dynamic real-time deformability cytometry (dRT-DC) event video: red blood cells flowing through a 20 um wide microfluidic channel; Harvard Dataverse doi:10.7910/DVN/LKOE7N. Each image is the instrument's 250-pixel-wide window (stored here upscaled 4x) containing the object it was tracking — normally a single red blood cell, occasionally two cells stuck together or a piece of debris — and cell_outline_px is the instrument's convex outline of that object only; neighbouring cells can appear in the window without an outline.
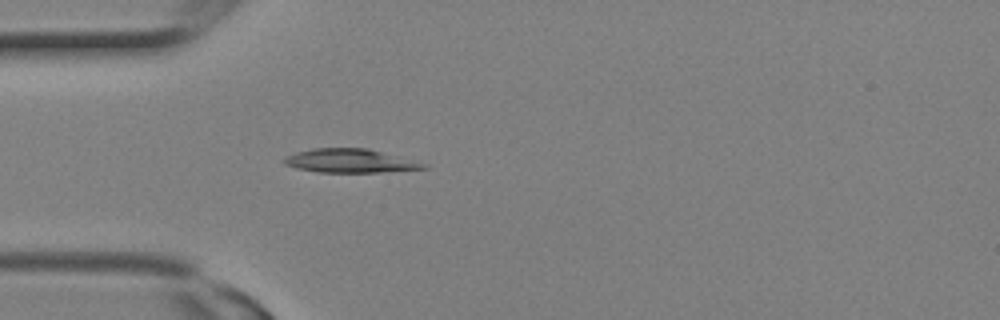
{"species": "Egyptian fruit bat (a non-hibernating species)", "species_latin": "Rousettus aegyptiacus", "temperature_condition": "room temperature", "stored_images_in_passage": 9, "camera_frame_rate_fps": 3000, "um_per_image_px": 0.085, "animal": {"sex": "female"}, "frame": {"image": 1, "passage_image": 4, "time_ms": 1.0, "image_size_px": [1000, 320], "cell_outline_px": [[432, 168], [380, 172], [320, 172], [296, 168], [284, 164], [284, 156], [296, 152], [312, 148], [368, 148], [428, 164]], "centroid_in_image_um": [29.77, 13.67], "position_along_channel_um": 55.2, "area_um2": 19.31}}
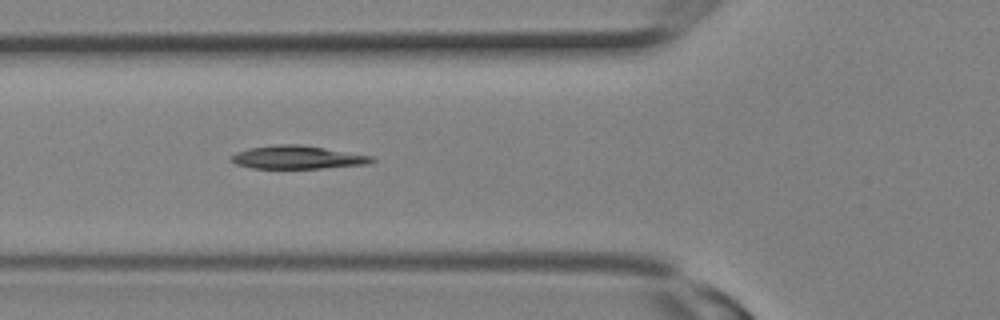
{"frame": {"image": 2, "passage_image": 6, "time_ms": 1.667, "image_size_px": [1000, 320], "cell_outline_px": [[376, 160], [368, 164], [320, 168], [252, 168], [236, 164], [228, 160], [228, 156], [236, 152], [248, 148], [272, 144], [300, 144], [372, 156]], "centroid_in_image_um": [25.2, 13.36], "position_along_channel_um": 100.6, "area_um2": 19.07}}
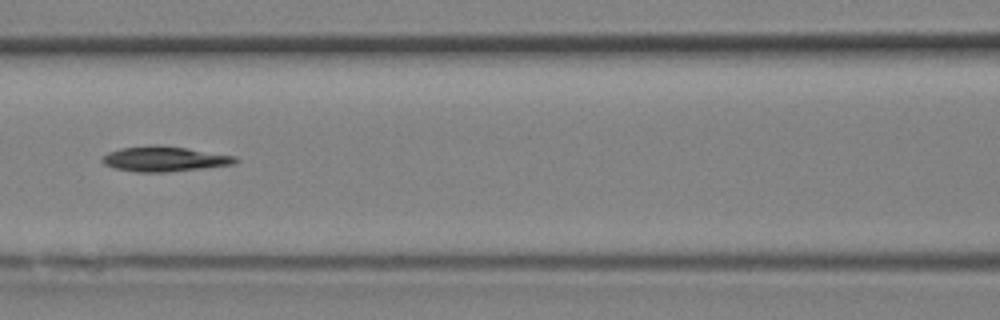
{"frame": {"image": 3, "passage_image": 8, "time_ms": 2.333, "image_size_px": [1000, 320], "cell_outline_px": [[240, 160], [236, 164], [204, 168], [168, 172], [136, 172], [116, 168], [104, 164], [100, 160], [100, 156], [108, 152], [120, 148], [156, 144], [188, 148], [236, 156]], "centroid_in_image_um": [13.98, 13.5], "position_along_channel_um": 152.6, "area_um2": 19.77}}